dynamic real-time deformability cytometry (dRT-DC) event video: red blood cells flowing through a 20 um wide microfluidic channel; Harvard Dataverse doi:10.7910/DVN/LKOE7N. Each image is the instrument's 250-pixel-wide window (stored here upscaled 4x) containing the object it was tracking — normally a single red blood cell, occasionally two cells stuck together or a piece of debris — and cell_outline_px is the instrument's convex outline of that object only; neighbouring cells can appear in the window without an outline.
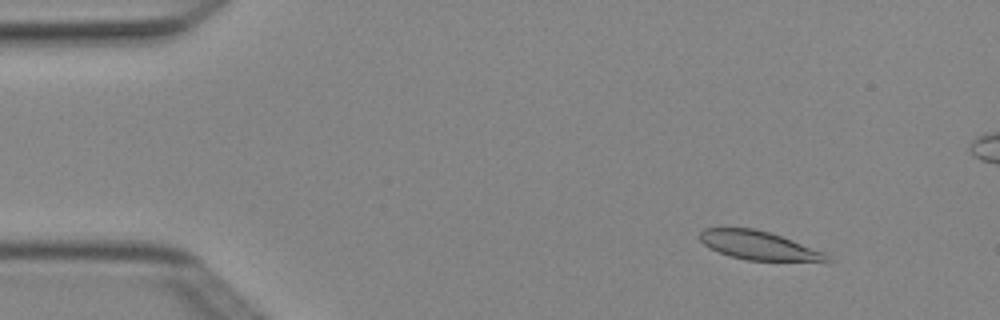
{"species": "Egyptian fruit bat (a non-hibernating species)", "species_latin": "Rousettus aegyptiacus", "temperature_condition": "cold", "stored_images_in_passage": 3, "camera_frame_rate_fps": 3000, "um_per_image_px": 0.085, "animal": {"sex": "female"}, "frame": {"image": 1, "passage_image": 1, "time_ms": 0.0, "image_size_px": [1000, 320], "cell_outline_px": [[836, 260], [828, 264], [748, 260], [732, 256], [720, 252], [704, 244], [700, 240], [700, 232], [704, 228], [756, 228], [792, 240], [824, 252], [832, 256]], "centroid_in_image_um": [64.71, 20.92], "position_along_channel_um": 20.3, "area_um2": 21.91}}
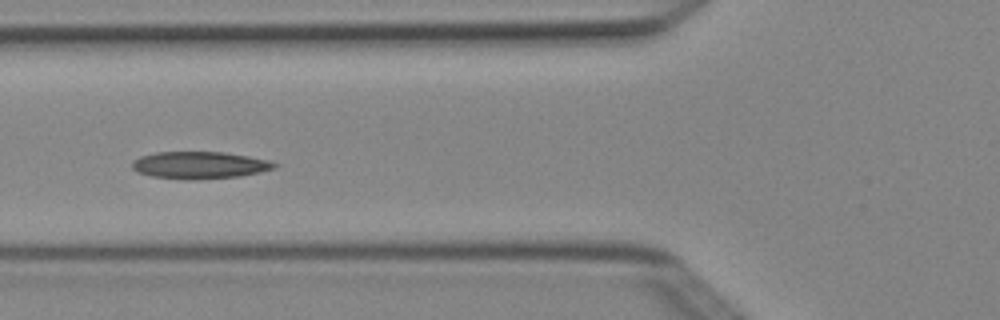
{"frame": {"image": 2, "passage_image": 3, "time_ms": 0.667, "image_size_px": [1000, 320], "cell_outline_px": [[280, 164], [276, 168], [260, 172], [240, 176], [196, 180], [152, 176], [136, 172], [132, 168], [132, 160], [140, 156], [156, 152], [224, 152], [248, 156], [268, 160]], "centroid_in_image_um": [16.98, 14.03], "position_along_channel_um": 108.8, "area_um2": 22.6}}